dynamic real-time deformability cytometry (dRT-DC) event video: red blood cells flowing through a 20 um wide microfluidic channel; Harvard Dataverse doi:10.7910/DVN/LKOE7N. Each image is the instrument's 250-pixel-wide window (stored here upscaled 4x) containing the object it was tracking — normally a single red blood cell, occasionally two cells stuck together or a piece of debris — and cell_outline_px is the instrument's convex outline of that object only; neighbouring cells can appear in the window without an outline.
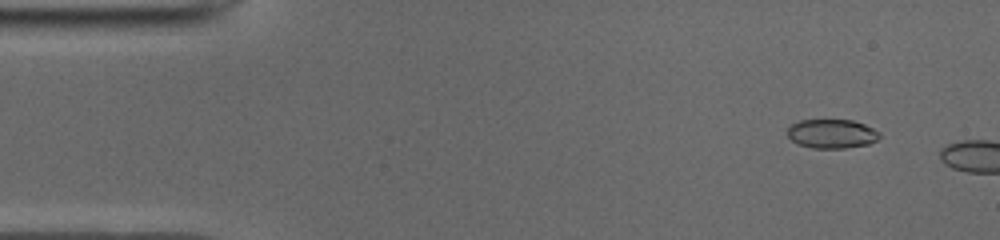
{"species": "common noctule bat (a hibernating species)", "species_latin": "Nyctalus noctula", "temperature_condition": "cold", "stored_images_in_passage": 7, "camera_frame_rate_fps": 3000, "um_per_image_px": 0.085, "animal": {"sex": "male", "body_mass_g": 19.0, "forearm_length_mm": 50.8}, "frame": {"image": 1, "passage_image": 4, "time_ms": 1.0, "image_size_px": [1000, 240], "cell_outline_px": [[880, 136], [876, 140], [868, 144], [844, 148], [812, 148], [800, 144], [792, 140], [788, 136], [788, 128], [792, 124], [800, 120], [852, 120], [864, 124], [880, 132]], "centroid_in_image_um": [70.71, 11.36], "position_along_channel_um": 14.3, "area_um2": 15.43}}